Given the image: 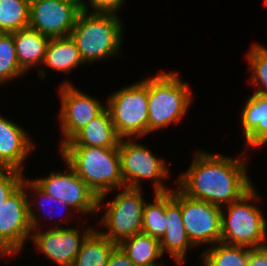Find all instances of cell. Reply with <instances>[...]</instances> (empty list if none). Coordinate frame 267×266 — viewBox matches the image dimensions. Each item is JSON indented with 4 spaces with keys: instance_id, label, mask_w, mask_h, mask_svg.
Wrapping results in <instances>:
<instances>
[{
    "instance_id": "1",
    "label": "cell",
    "mask_w": 267,
    "mask_h": 266,
    "mask_svg": "<svg viewBox=\"0 0 267 266\" xmlns=\"http://www.w3.org/2000/svg\"><path fill=\"white\" fill-rule=\"evenodd\" d=\"M246 152L233 158L195 150L189 168L173 184L189 197L220 207L229 205L253 187Z\"/></svg>"
},
{
    "instance_id": "2",
    "label": "cell",
    "mask_w": 267,
    "mask_h": 266,
    "mask_svg": "<svg viewBox=\"0 0 267 266\" xmlns=\"http://www.w3.org/2000/svg\"><path fill=\"white\" fill-rule=\"evenodd\" d=\"M59 155L97 197L125 188L118 148L61 146ZM109 193V194H108Z\"/></svg>"
},
{
    "instance_id": "3",
    "label": "cell",
    "mask_w": 267,
    "mask_h": 266,
    "mask_svg": "<svg viewBox=\"0 0 267 266\" xmlns=\"http://www.w3.org/2000/svg\"><path fill=\"white\" fill-rule=\"evenodd\" d=\"M119 14L81 11L70 36L75 40L84 64L117 55L122 49L123 27Z\"/></svg>"
},
{
    "instance_id": "4",
    "label": "cell",
    "mask_w": 267,
    "mask_h": 266,
    "mask_svg": "<svg viewBox=\"0 0 267 266\" xmlns=\"http://www.w3.org/2000/svg\"><path fill=\"white\" fill-rule=\"evenodd\" d=\"M177 74L160 70L148 77V134L178 124L189 112L193 93Z\"/></svg>"
},
{
    "instance_id": "5",
    "label": "cell",
    "mask_w": 267,
    "mask_h": 266,
    "mask_svg": "<svg viewBox=\"0 0 267 266\" xmlns=\"http://www.w3.org/2000/svg\"><path fill=\"white\" fill-rule=\"evenodd\" d=\"M259 196L253 186L237 201L221 207L222 243L249 248L267 245V219L261 208L255 205Z\"/></svg>"
},
{
    "instance_id": "6",
    "label": "cell",
    "mask_w": 267,
    "mask_h": 266,
    "mask_svg": "<svg viewBox=\"0 0 267 266\" xmlns=\"http://www.w3.org/2000/svg\"><path fill=\"white\" fill-rule=\"evenodd\" d=\"M107 97L106 108L121 139H139L148 134V77Z\"/></svg>"
},
{
    "instance_id": "7",
    "label": "cell",
    "mask_w": 267,
    "mask_h": 266,
    "mask_svg": "<svg viewBox=\"0 0 267 266\" xmlns=\"http://www.w3.org/2000/svg\"><path fill=\"white\" fill-rule=\"evenodd\" d=\"M117 191L119 193L107 203L104 202V197H98V213L106 210L98 224L108 230L106 232L97 230L109 240L119 244L122 240L142 231L146 202L141 189L125 187Z\"/></svg>"
},
{
    "instance_id": "8",
    "label": "cell",
    "mask_w": 267,
    "mask_h": 266,
    "mask_svg": "<svg viewBox=\"0 0 267 266\" xmlns=\"http://www.w3.org/2000/svg\"><path fill=\"white\" fill-rule=\"evenodd\" d=\"M136 139L123 138L118 145L121 175L126 187L142 189L143 180H152L154 193L171 191L164 183L171 177L165 159L157 157L152 149L138 143Z\"/></svg>"
},
{
    "instance_id": "9",
    "label": "cell",
    "mask_w": 267,
    "mask_h": 266,
    "mask_svg": "<svg viewBox=\"0 0 267 266\" xmlns=\"http://www.w3.org/2000/svg\"><path fill=\"white\" fill-rule=\"evenodd\" d=\"M28 194L22 184L0 206V257L4 259L18 256L31 239Z\"/></svg>"
},
{
    "instance_id": "10",
    "label": "cell",
    "mask_w": 267,
    "mask_h": 266,
    "mask_svg": "<svg viewBox=\"0 0 267 266\" xmlns=\"http://www.w3.org/2000/svg\"><path fill=\"white\" fill-rule=\"evenodd\" d=\"M72 84L65 80L58 91L61 102L58 125L64 137L60 139L59 148L106 108V104Z\"/></svg>"
},
{
    "instance_id": "11",
    "label": "cell",
    "mask_w": 267,
    "mask_h": 266,
    "mask_svg": "<svg viewBox=\"0 0 267 266\" xmlns=\"http://www.w3.org/2000/svg\"><path fill=\"white\" fill-rule=\"evenodd\" d=\"M64 164L67 165L65 171H50L47 177L32 180L48 195L68 204L75 214H95L98 197L66 162Z\"/></svg>"
},
{
    "instance_id": "12",
    "label": "cell",
    "mask_w": 267,
    "mask_h": 266,
    "mask_svg": "<svg viewBox=\"0 0 267 266\" xmlns=\"http://www.w3.org/2000/svg\"><path fill=\"white\" fill-rule=\"evenodd\" d=\"M54 223L48 229L33 230L30 241L38 253H43L57 266H72L84 240L95 228L88 226L81 231L75 226L65 228L59 226L58 221Z\"/></svg>"
},
{
    "instance_id": "13",
    "label": "cell",
    "mask_w": 267,
    "mask_h": 266,
    "mask_svg": "<svg viewBox=\"0 0 267 266\" xmlns=\"http://www.w3.org/2000/svg\"><path fill=\"white\" fill-rule=\"evenodd\" d=\"M181 210L186 234L195 247L221 242L220 206L189 197L181 191Z\"/></svg>"
},
{
    "instance_id": "14",
    "label": "cell",
    "mask_w": 267,
    "mask_h": 266,
    "mask_svg": "<svg viewBox=\"0 0 267 266\" xmlns=\"http://www.w3.org/2000/svg\"><path fill=\"white\" fill-rule=\"evenodd\" d=\"M81 11L79 0H30L29 27L49 38L69 36Z\"/></svg>"
},
{
    "instance_id": "15",
    "label": "cell",
    "mask_w": 267,
    "mask_h": 266,
    "mask_svg": "<svg viewBox=\"0 0 267 266\" xmlns=\"http://www.w3.org/2000/svg\"><path fill=\"white\" fill-rule=\"evenodd\" d=\"M167 229L163 237L159 240L163 255L168 253L174 259L177 266L185 263L187 251L195 246L189 240L183 220L181 210V190L175 187L166 192V212Z\"/></svg>"
},
{
    "instance_id": "16",
    "label": "cell",
    "mask_w": 267,
    "mask_h": 266,
    "mask_svg": "<svg viewBox=\"0 0 267 266\" xmlns=\"http://www.w3.org/2000/svg\"><path fill=\"white\" fill-rule=\"evenodd\" d=\"M28 131L0 114V168L24 171L25 159L35 149Z\"/></svg>"
},
{
    "instance_id": "17",
    "label": "cell",
    "mask_w": 267,
    "mask_h": 266,
    "mask_svg": "<svg viewBox=\"0 0 267 266\" xmlns=\"http://www.w3.org/2000/svg\"><path fill=\"white\" fill-rule=\"evenodd\" d=\"M241 110V127L245 137L243 148H263L267 143V96L253 93Z\"/></svg>"
},
{
    "instance_id": "18",
    "label": "cell",
    "mask_w": 267,
    "mask_h": 266,
    "mask_svg": "<svg viewBox=\"0 0 267 266\" xmlns=\"http://www.w3.org/2000/svg\"><path fill=\"white\" fill-rule=\"evenodd\" d=\"M13 40L20 68L26 73L35 67L39 78L44 80L47 73L41 65L50 38L28 27L14 31Z\"/></svg>"
},
{
    "instance_id": "19",
    "label": "cell",
    "mask_w": 267,
    "mask_h": 266,
    "mask_svg": "<svg viewBox=\"0 0 267 266\" xmlns=\"http://www.w3.org/2000/svg\"><path fill=\"white\" fill-rule=\"evenodd\" d=\"M120 139L116 133L110 113L105 108L95 119L80 129L62 146L118 148Z\"/></svg>"
},
{
    "instance_id": "20",
    "label": "cell",
    "mask_w": 267,
    "mask_h": 266,
    "mask_svg": "<svg viewBox=\"0 0 267 266\" xmlns=\"http://www.w3.org/2000/svg\"><path fill=\"white\" fill-rule=\"evenodd\" d=\"M81 65L85 64L75 40L70 35L50 38L41 67L48 66L52 70L69 75L74 68Z\"/></svg>"
},
{
    "instance_id": "21",
    "label": "cell",
    "mask_w": 267,
    "mask_h": 266,
    "mask_svg": "<svg viewBox=\"0 0 267 266\" xmlns=\"http://www.w3.org/2000/svg\"><path fill=\"white\" fill-rule=\"evenodd\" d=\"M118 245L136 266L164 265V262L159 261L164 256L159 240L148 234L137 233L122 240Z\"/></svg>"
},
{
    "instance_id": "22",
    "label": "cell",
    "mask_w": 267,
    "mask_h": 266,
    "mask_svg": "<svg viewBox=\"0 0 267 266\" xmlns=\"http://www.w3.org/2000/svg\"><path fill=\"white\" fill-rule=\"evenodd\" d=\"M22 184L24 185L25 190H27L26 192L27 193L30 192V194L33 192L34 195L32 197L36 198V199L35 198L32 199V197L28 198L29 219H30V224H31V227L33 230L42 229V227L44 229V227H45V225H42V223L43 224H45V223L40 221V219L42 220V218H43V217H41V216H43V214L42 215L40 214L41 211H42V213H44L45 220H48V219L51 220L52 218L54 219L55 218L54 216L57 217V215L60 216L61 214H58L59 212L57 213L58 208L65 209L64 212L67 210L68 211L70 210L72 213L75 212L68 204H65L64 202L60 201L59 199L53 198L50 195H48L46 192H44L31 178L27 179V177L25 176ZM30 198L32 201L30 200ZM34 205L37 206L36 210L34 209V207H35ZM56 207H57V210L55 209ZM52 209L54 211L56 210V213L51 214ZM62 209H60V210H62ZM38 210H40V211H38ZM36 211L40 212V213H37ZM62 213H63V211H62ZM37 214L40 216H38ZM63 215H64V213H63Z\"/></svg>"
},
{
    "instance_id": "23",
    "label": "cell",
    "mask_w": 267,
    "mask_h": 266,
    "mask_svg": "<svg viewBox=\"0 0 267 266\" xmlns=\"http://www.w3.org/2000/svg\"><path fill=\"white\" fill-rule=\"evenodd\" d=\"M117 245L95 228L84 240L72 266H106Z\"/></svg>"
},
{
    "instance_id": "24",
    "label": "cell",
    "mask_w": 267,
    "mask_h": 266,
    "mask_svg": "<svg viewBox=\"0 0 267 266\" xmlns=\"http://www.w3.org/2000/svg\"><path fill=\"white\" fill-rule=\"evenodd\" d=\"M29 19L30 0H0V32L28 28Z\"/></svg>"
},
{
    "instance_id": "25",
    "label": "cell",
    "mask_w": 267,
    "mask_h": 266,
    "mask_svg": "<svg viewBox=\"0 0 267 266\" xmlns=\"http://www.w3.org/2000/svg\"><path fill=\"white\" fill-rule=\"evenodd\" d=\"M211 266H247L249 247L218 242L200 254Z\"/></svg>"
},
{
    "instance_id": "26",
    "label": "cell",
    "mask_w": 267,
    "mask_h": 266,
    "mask_svg": "<svg viewBox=\"0 0 267 266\" xmlns=\"http://www.w3.org/2000/svg\"><path fill=\"white\" fill-rule=\"evenodd\" d=\"M166 192L154 193L153 202L147 201L143 210L142 231L160 240L166 229Z\"/></svg>"
},
{
    "instance_id": "27",
    "label": "cell",
    "mask_w": 267,
    "mask_h": 266,
    "mask_svg": "<svg viewBox=\"0 0 267 266\" xmlns=\"http://www.w3.org/2000/svg\"><path fill=\"white\" fill-rule=\"evenodd\" d=\"M250 84L255 88L253 93L267 96V48L258 42L253 43L246 54Z\"/></svg>"
},
{
    "instance_id": "28",
    "label": "cell",
    "mask_w": 267,
    "mask_h": 266,
    "mask_svg": "<svg viewBox=\"0 0 267 266\" xmlns=\"http://www.w3.org/2000/svg\"><path fill=\"white\" fill-rule=\"evenodd\" d=\"M26 74L19 66L13 32H0V85Z\"/></svg>"
},
{
    "instance_id": "29",
    "label": "cell",
    "mask_w": 267,
    "mask_h": 266,
    "mask_svg": "<svg viewBox=\"0 0 267 266\" xmlns=\"http://www.w3.org/2000/svg\"><path fill=\"white\" fill-rule=\"evenodd\" d=\"M24 178L22 171L0 168V206L22 185Z\"/></svg>"
},
{
    "instance_id": "30",
    "label": "cell",
    "mask_w": 267,
    "mask_h": 266,
    "mask_svg": "<svg viewBox=\"0 0 267 266\" xmlns=\"http://www.w3.org/2000/svg\"><path fill=\"white\" fill-rule=\"evenodd\" d=\"M88 1V2H87ZM79 0L82 11L118 14L125 0ZM87 2V3H86ZM91 8V9H90Z\"/></svg>"
},
{
    "instance_id": "31",
    "label": "cell",
    "mask_w": 267,
    "mask_h": 266,
    "mask_svg": "<svg viewBox=\"0 0 267 266\" xmlns=\"http://www.w3.org/2000/svg\"><path fill=\"white\" fill-rule=\"evenodd\" d=\"M247 266H267V245L257 248H249Z\"/></svg>"
},
{
    "instance_id": "32",
    "label": "cell",
    "mask_w": 267,
    "mask_h": 266,
    "mask_svg": "<svg viewBox=\"0 0 267 266\" xmlns=\"http://www.w3.org/2000/svg\"><path fill=\"white\" fill-rule=\"evenodd\" d=\"M106 266H136L122 248L117 245L108 260Z\"/></svg>"
},
{
    "instance_id": "33",
    "label": "cell",
    "mask_w": 267,
    "mask_h": 266,
    "mask_svg": "<svg viewBox=\"0 0 267 266\" xmlns=\"http://www.w3.org/2000/svg\"><path fill=\"white\" fill-rule=\"evenodd\" d=\"M202 263L205 265V266H211L208 261L206 259H204L202 256L200 257Z\"/></svg>"
}]
</instances>
